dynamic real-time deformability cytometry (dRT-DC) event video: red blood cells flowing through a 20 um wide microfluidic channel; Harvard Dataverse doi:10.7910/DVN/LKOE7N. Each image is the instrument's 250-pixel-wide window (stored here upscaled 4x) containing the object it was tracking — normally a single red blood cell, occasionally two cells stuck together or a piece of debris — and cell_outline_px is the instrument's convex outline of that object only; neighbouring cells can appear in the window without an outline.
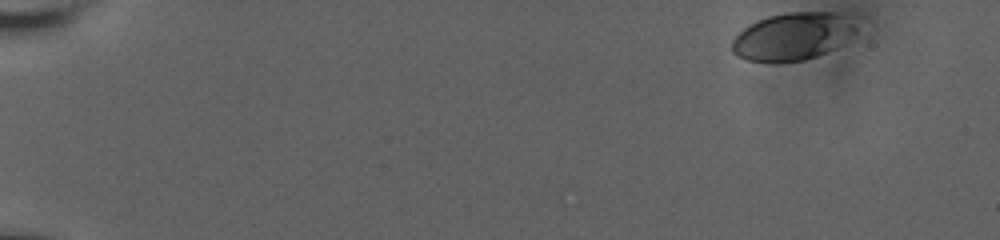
{"species": "human", "species_latin": "Homo sapiens", "temperature_condition": "room temperature", "stored_images_in_passage": 50, "camera_frame_rate_fps": 3000, "um_per_image_px": 0.085, "donor": {"sex": "male"}, "frame": {"image": 1, "passage_image": 1, "time_ms": 0.0, "image_size_px": [1000, 240], "cell_outline_px": [[856, 28], [836, 48], [816, 56], [804, 60], [748, 60], [736, 56], [732, 52], [732, 40], [748, 24], [768, 16], [788, 12], [832, 12], [840, 16]], "centroid_in_image_um": [67.27, 3.09], "position_along_channel_um": 17.7, "area_um2": 33.12}}
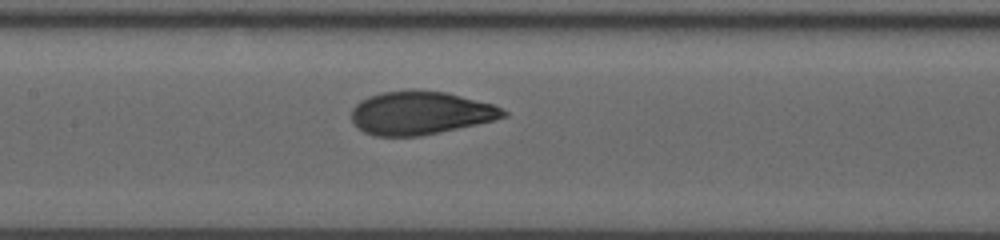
{"frame": {"image": 2, "passage_image": 27, "time_ms": 8.667, "image_size_px": [1000, 240], "cell_outline_px": [[508, 116], [476, 124], [440, 132], [420, 136], [376, 136], [364, 132], [352, 124], [352, 108], [360, 100], [368, 96], [380, 92], [408, 88], [412, 88], [444, 92], [492, 104], [508, 112]], "centroid_in_image_um": [35.67, 9.58], "position_along_channel_um": 171.7, "area_um2": 38.49}}
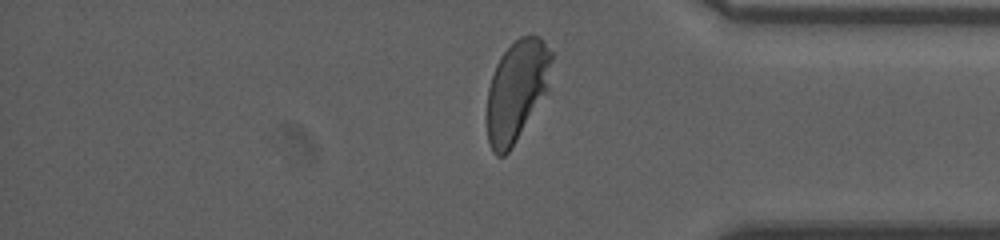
{"frame": {"image": 3, "passage_image": 46, "time_ms": 15.0, "image_size_px": [1000, 240], "cell_outline_px": [[552, 60], [548, 88], [512, 148], [504, 156], [496, 156], [492, 152], [488, 140], [488, 88], [496, 64], [500, 56], [520, 36], [540, 36], [552, 52]], "centroid_in_image_um": [43.92, 7.7], "position_along_channel_um": 391.3, "area_um2": 37.51}, "authors_computed_cell_mechanics": {"area_um2": 37.4544, "velocity_mm_per_s": 3.645, "shape_relaxation_time_tau1_ms": 3.7703, "shape_relaxation_time_tau2_ms": null, "deformation_change_tau1": 0.1573, "deformation_change_tau2": null}}